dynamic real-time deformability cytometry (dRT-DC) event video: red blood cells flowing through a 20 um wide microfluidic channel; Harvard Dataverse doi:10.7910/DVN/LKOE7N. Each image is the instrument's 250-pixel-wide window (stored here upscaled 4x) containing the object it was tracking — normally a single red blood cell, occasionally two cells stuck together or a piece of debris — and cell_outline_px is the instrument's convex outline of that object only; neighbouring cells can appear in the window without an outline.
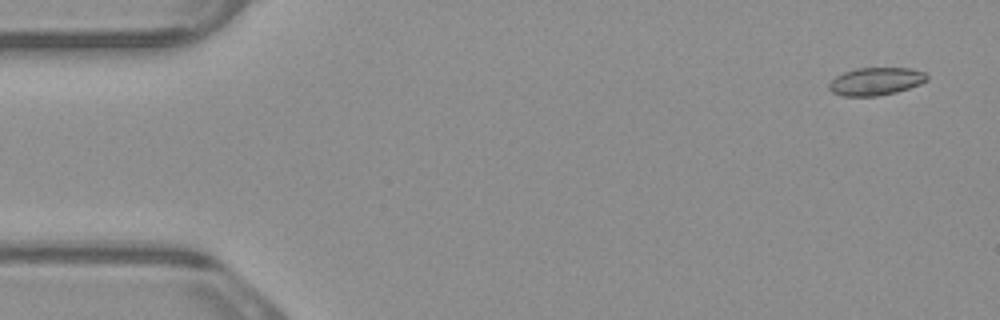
{"species": "common noctule bat (a hibernating species)", "species_latin": "Nyctalus noctula", "temperature_condition": "warm", "stored_images_in_passage": 4, "camera_frame_rate_fps": 3000, "um_per_image_px": 0.085, "animal": {"sex": "male", "body_mass_g": 23.1, "forearm_length_mm": 52.7}, "frame": {"image": 1, "passage_image": 1, "time_ms": 0.0, "image_size_px": [1000, 320], "cell_outline_px": [[928, 80], [920, 84], [896, 92], [876, 96], [844, 96], [832, 92], [828, 88], [828, 84], [836, 76], [844, 72], [856, 68], [912, 68], [924, 72], [928, 76]], "centroid_in_image_um": [74.45, 6.91], "position_along_channel_um": 10.6, "area_um2": 15.84}}
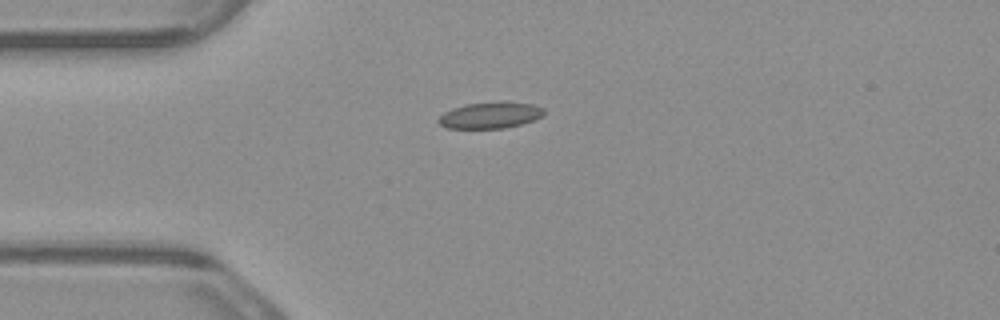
{"frame": {"image": 2, "passage_image": 4, "time_ms": 1.0, "image_size_px": [1000, 320], "cell_outline_px": [[544, 116], [520, 124], [504, 128], [448, 128], [440, 124], [436, 120], [444, 112], [452, 108], [464, 104], [532, 104], [544, 108]], "centroid_in_image_um": [41.62, 9.83], "position_along_channel_um": 43.4, "area_um2": 15.43}}